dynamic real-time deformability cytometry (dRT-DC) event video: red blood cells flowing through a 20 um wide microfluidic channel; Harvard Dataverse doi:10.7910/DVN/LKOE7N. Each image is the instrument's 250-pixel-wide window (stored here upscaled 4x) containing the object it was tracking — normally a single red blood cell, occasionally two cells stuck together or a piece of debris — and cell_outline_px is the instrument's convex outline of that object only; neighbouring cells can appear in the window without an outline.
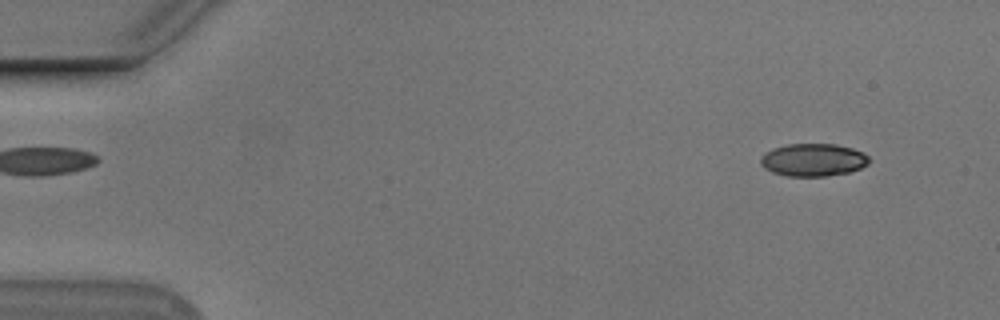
{"species": "Egyptian fruit bat (a non-hibernating species)", "species_latin": "Rousettus aegyptiacus", "temperature_condition": "cold", "stored_images_in_passage": 17, "camera_frame_rate_fps": 3000, "um_per_image_px": 0.085, "animal": {"sex": "male"}, "frame": {"image": 1, "passage_image": 5, "time_ms": 1.333, "image_size_px": [1000, 320], "cell_outline_px": [[864, 164], [856, 168], [836, 172], [780, 172], [772, 168], [808, 144], [812, 144], [844, 148], [856, 152], [864, 156]], "centroid_in_image_um": [69.78, 13.6], "position_along_channel_um": 15.2, "area_um2": 13.18}}
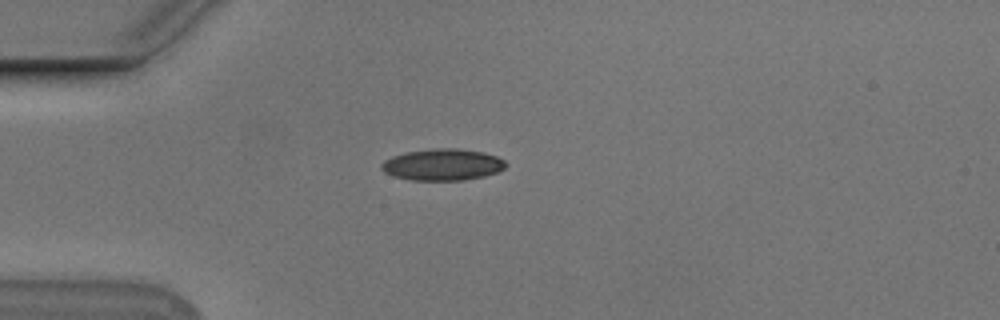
{"frame": {"image": 2, "passage_image": 15, "time_ms": 4.667, "image_size_px": [1000, 320], "cell_outline_px": [[504, 164], [500, 168], [488, 172], [468, 176], [408, 176], [404, 156], [424, 152], [468, 152], [488, 156], [500, 160]], "centroid_in_image_um": [38.24, 13.95], "position_along_channel_um": 46.8, "area_um2": 14.57}}